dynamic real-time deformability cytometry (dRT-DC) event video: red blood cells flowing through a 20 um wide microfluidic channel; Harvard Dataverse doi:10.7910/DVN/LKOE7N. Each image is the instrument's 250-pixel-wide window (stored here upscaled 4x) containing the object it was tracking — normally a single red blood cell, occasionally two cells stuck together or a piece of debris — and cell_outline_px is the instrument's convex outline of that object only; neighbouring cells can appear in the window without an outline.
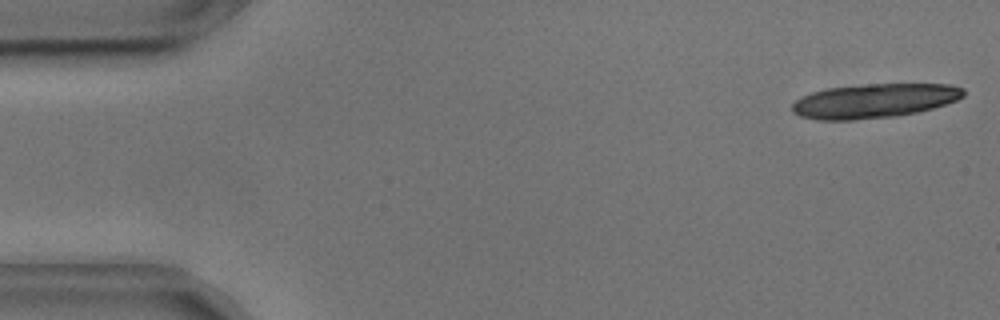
{"species": "common noctule bat (a hibernating species)", "species_latin": "Nyctalus noctula", "temperature_condition": "cold", "stored_images_in_passage": 17, "camera_frame_rate_fps": 3000, "um_per_image_px": 0.085, "animal": {"sex": "male", "body_mass_g": 17.9, "forearm_length_mm": 54.2}, "frame": {"image": 1, "passage_image": 1, "time_ms": 0.0, "image_size_px": [1000, 320], "cell_outline_px": [[964, 96], [956, 100], [932, 108], [916, 112], [896, 116], [852, 120], [820, 120], [800, 116], [792, 112], [792, 104], [796, 100], [812, 92], [828, 88], [868, 84], [948, 84], [964, 88]], "centroid_in_image_um": [74.3, 8.57], "position_along_channel_um": 10.7, "area_um2": 33.99}}